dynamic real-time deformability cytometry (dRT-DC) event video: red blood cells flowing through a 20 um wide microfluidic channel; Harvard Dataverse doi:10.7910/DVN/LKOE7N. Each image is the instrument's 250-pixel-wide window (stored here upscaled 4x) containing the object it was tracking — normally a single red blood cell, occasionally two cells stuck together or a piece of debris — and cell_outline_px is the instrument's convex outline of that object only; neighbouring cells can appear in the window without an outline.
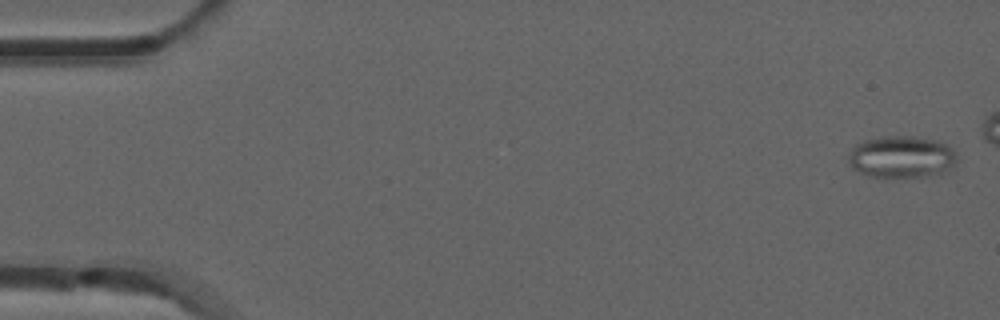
{"species": "common noctule bat (a hibernating species)", "species_latin": "Nyctalus noctula", "temperature_condition": "room temperature", "stored_images_in_passage": 45, "camera_frame_rate_fps": 3000, "um_per_image_px": 0.085, "animal": {"sex": "male", "forearm_length_mm": 52.5}, "frame": {"image": 1, "passage_image": 1, "time_ms": 0.0, "image_size_px": [1000, 320], "cell_outline_px": [[956, 164], [952, 168], [940, 176], [868, 176], [852, 168], [848, 160], [848, 156], [852, 148], [856, 144], [864, 140], [880, 136], [912, 136], [936, 140], [952, 148], [956, 152]], "centroid_in_image_um": [76.66, 13.33], "position_along_channel_um": 8.3, "area_um2": 26.76}}
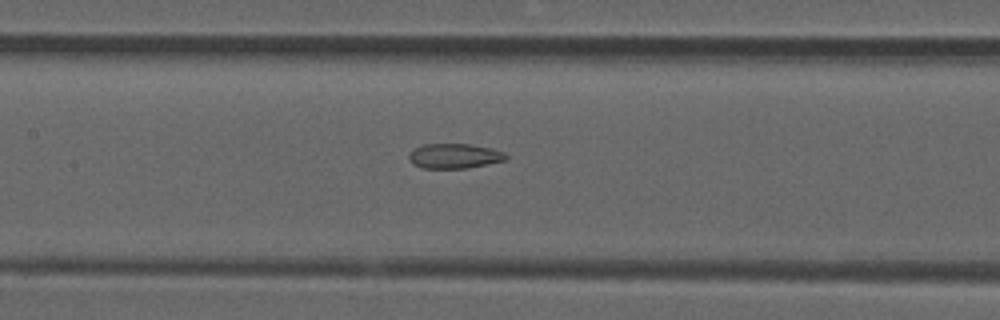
{"frame": {"image": 2, "passage_image": 24, "time_ms": 7.667, "image_size_px": [1000, 320], "cell_outline_px": [[508, 156], [504, 160], [488, 164], [468, 168], [420, 168], [412, 164], [408, 156], [416, 148], [424, 144], [468, 144], [492, 148], [504, 152]], "centroid_in_image_um": [38.63, 13.27], "position_along_channel_um": 168.8, "area_um2": 13.99}}
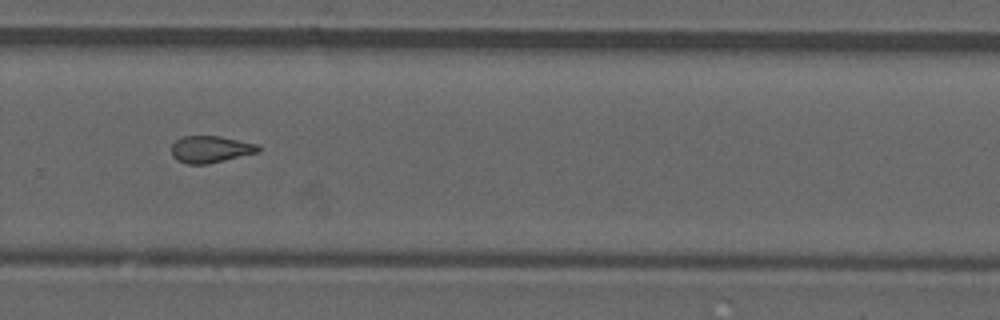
{"frame": {"image": 3, "passage_image": 35, "time_ms": 11.333, "image_size_px": [1000, 320], "cell_outline_px": [[260, 152], [208, 164], [188, 164], [176, 160], [172, 156], [172, 144], [180, 136], [220, 136], [260, 144]], "centroid_in_image_um": [17.91, 12.68], "position_along_channel_um": 311.9, "area_um2": 13.81}, "authors_computed_cell_mechanics": {"area_um2": 14.3344, "velocity_mm_per_s": 3.9266, "shape_relaxation_time_tau1_ms": null, "shape_relaxation_time_tau2_ms": 2.9219, "deformation_change_tau1": null, "deformation_change_tau2": 0.1174}}